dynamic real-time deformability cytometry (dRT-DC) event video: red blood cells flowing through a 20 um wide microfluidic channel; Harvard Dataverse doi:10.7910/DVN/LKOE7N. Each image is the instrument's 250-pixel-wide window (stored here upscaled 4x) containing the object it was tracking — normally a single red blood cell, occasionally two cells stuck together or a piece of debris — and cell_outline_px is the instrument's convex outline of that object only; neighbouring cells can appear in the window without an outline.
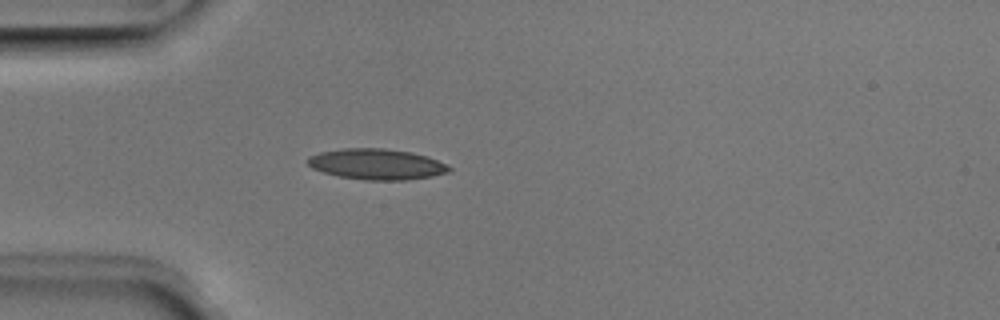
{"species": "Egyptian fruit bat (a non-hibernating species)", "species_latin": "Rousettus aegyptiacus", "temperature_condition": "room temperature", "stored_images_in_passage": 37, "camera_frame_rate_fps": 3000, "um_per_image_px": 0.085, "animal": {"sex": "male"}, "frame": {"image": 1, "passage_image": 1, "time_ms": 0.0, "image_size_px": [1000, 320], "cell_outline_px": [[452, 172], [432, 176], [404, 180], [364, 180], [340, 176], [324, 172], [312, 168], [308, 164], [308, 156], [320, 152], [344, 148], [384, 148], [412, 152], [428, 156], [452, 168]], "centroid_in_image_um": [32.03, 13.95], "position_along_channel_um": 53.0, "area_um2": 25.32}}
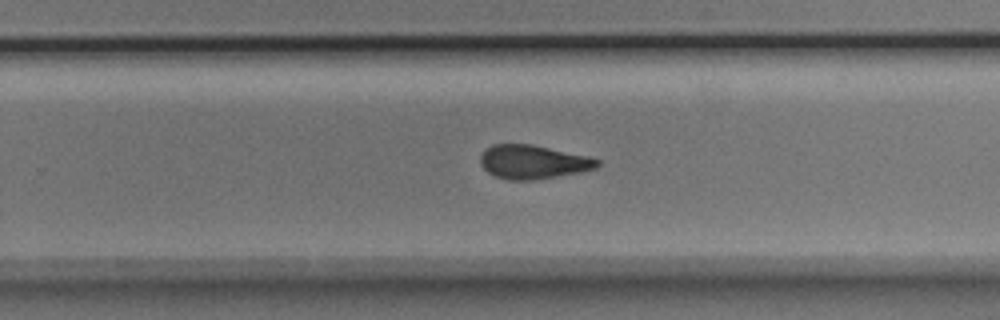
{"frame": {"image": 2, "passage_image": 19, "time_ms": 6.0, "image_size_px": [1000, 320], "cell_outline_px": [[600, 164], [596, 168], [580, 172], [532, 180], [508, 180], [496, 176], [488, 172], [480, 164], [480, 156], [484, 148], [492, 144], [532, 144], [588, 156], [600, 160]], "centroid_in_image_um": [45.28, 13.75], "position_along_channel_um": 284.5, "area_um2": 23.06}}
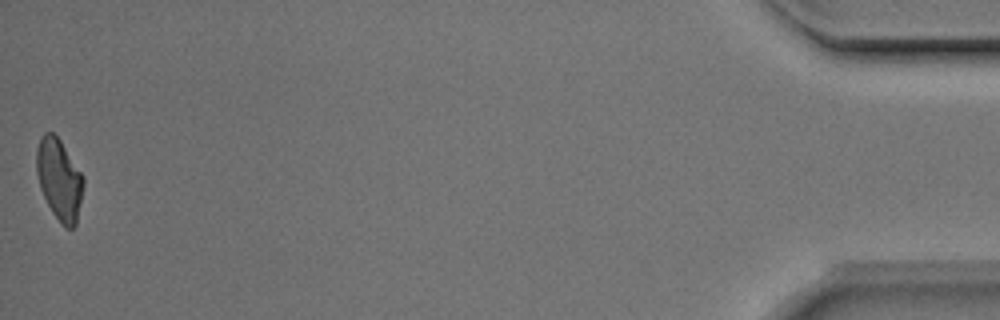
{"frame": {"image": 3, "passage_image": 37, "time_ms": 12.0, "image_size_px": [1000, 320], "cell_outline_px": [[84, 184], [76, 224], [72, 228], [64, 228], [60, 224], [52, 212], [40, 188], [36, 172], [36, 148], [40, 136], [44, 132], [52, 132], [60, 140], [84, 176]], "centroid_in_image_um": [5.03, 15.24], "position_along_channel_um": 430.2, "area_um2": 22.31}, "authors_computed_cell_mechanics": {"area_um2": 23.5824, "velocity_mm_per_s": 4.019, "shape_relaxation_time_tau1_ms": 4.0879, "shape_relaxation_time_tau2_ms": 2.6577, "deformation_change_tau1": 0.1486, "deformation_change_tau2": 0.0954}}